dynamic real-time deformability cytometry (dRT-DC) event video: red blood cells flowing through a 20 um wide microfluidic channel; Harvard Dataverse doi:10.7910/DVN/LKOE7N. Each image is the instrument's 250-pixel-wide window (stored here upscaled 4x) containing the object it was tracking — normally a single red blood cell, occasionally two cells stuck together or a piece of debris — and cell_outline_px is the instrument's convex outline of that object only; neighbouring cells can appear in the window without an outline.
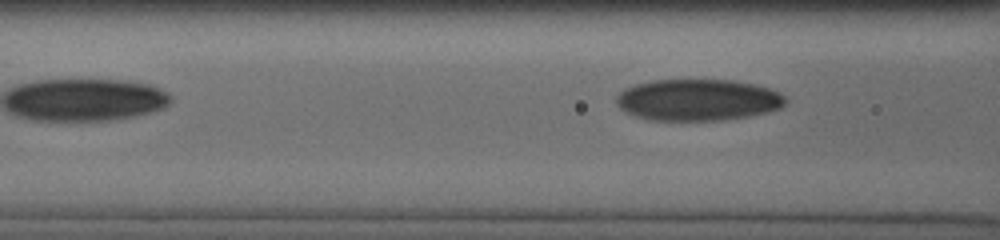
{"species": "human", "species_latin": "Homo sapiens", "temperature_condition": "cold", "stored_images_in_passage": 13, "segment_of_instrument_passage": [2, 2], "camera_frame_rate_fps": 3000, "um_per_image_px": 0.085, "donor": {"sex": "male"}, "frame": {"image": 1, "passage_image": 13, "time_ms": 8.0, "image_size_px": [1000, 240], "cell_outline_px": [[784, 104], [780, 108], [748, 116], [720, 120], [648, 120], [624, 112], [616, 104], [616, 96], [624, 88], [636, 84], [652, 80], [736, 80], [756, 84], [772, 88], [780, 92], [784, 96]], "centroid_in_image_um": [59.29, 8.48], "position_along_channel_um": 107.3, "area_um2": 41.1}}